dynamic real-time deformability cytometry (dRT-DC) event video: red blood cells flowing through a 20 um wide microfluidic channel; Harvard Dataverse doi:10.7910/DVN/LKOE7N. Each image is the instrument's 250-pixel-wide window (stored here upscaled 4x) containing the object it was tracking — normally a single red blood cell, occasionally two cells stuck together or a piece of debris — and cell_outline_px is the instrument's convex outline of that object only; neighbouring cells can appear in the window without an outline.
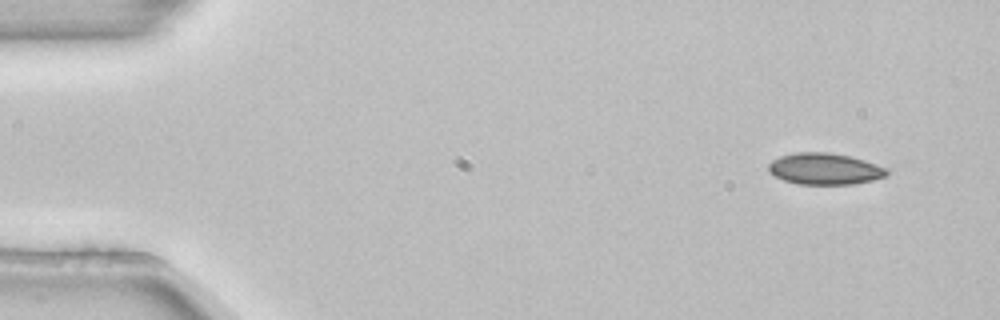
{"species": "common noctule bat (a hibernating species)", "species_latin": "Nyctalus noctula", "temperature_condition": "room temperature", "stored_images_in_passage": 4, "camera_frame_rate_fps": 3000, "um_per_image_px": 0.085, "animal": {"sex": "female", "body_mass_g": 22.7, "forearm_length_mm": 54.2}, "frame": {"image": 1, "passage_image": 1, "time_ms": 0.0, "image_size_px": [1000, 320], "cell_outline_px": [[888, 172], [884, 176], [872, 180], [852, 184], [796, 184], [784, 180], [768, 172], [768, 164], [772, 160], [780, 156], [796, 152], [828, 152], [848, 156], [864, 160], [888, 168]], "centroid_in_image_um": [70.07, 14.35], "position_along_channel_um": 14.9, "area_um2": 21.62}}
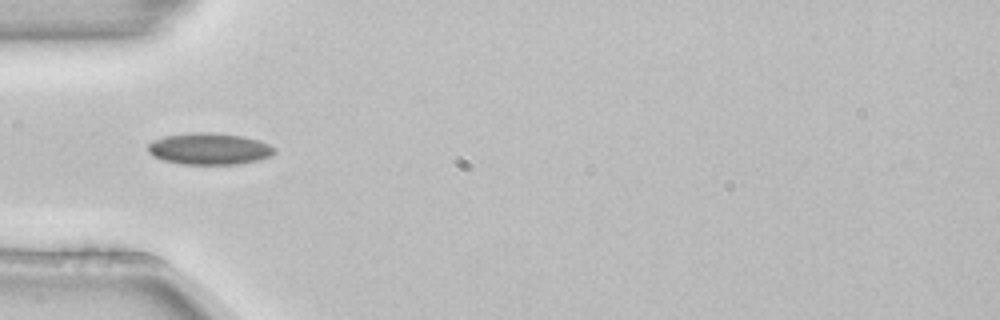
{"frame": {"image": 2, "passage_image": 4, "time_ms": 1.0, "image_size_px": [1000, 320], "cell_outline_px": [[276, 152], [272, 156], [260, 160], [236, 164], [180, 164], [164, 160], [152, 156], [148, 152], [148, 144], [152, 140], [164, 136], [192, 132], [212, 132], [240, 136], [260, 140], [276, 148]], "centroid_in_image_um": [17.79, 12.65], "position_along_channel_um": 67.2, "area_um2": 23.52}}